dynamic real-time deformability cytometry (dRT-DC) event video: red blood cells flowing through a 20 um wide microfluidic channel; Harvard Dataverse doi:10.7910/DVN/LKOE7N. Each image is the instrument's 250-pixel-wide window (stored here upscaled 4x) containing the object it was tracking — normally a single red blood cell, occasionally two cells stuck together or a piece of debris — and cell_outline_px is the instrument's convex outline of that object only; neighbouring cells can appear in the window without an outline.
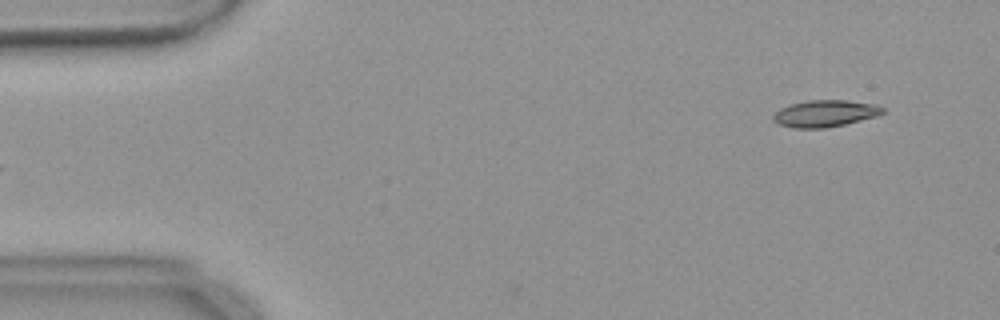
{"species": "common noctule bat (a hibernating species)", "species_latin": "Nyctalus noctula", "temperature_condition": "warm", "stored_images_in_passage": 4, "camera_frame_rate_fps": 3000, "um_per_image_px": 0.085, "animal": {"sex": "female", "body_mass_g": 18.4}, "frame": {"image": 1, "passage_image": 2, "time_ms": 0.333, "image_size_px": [1000, 320], "cell_outline_px": [[884, 112], [876, 116], [844, 124], [824, 128], [792, 128], [780, 124], [772, 120], [772, 116], [780, 108], [792, 104], [808, 100], [844, 100], [868, 104], [884, 108]], "centroid_in_image_um": [70.06, 9.65], "position_along_channel_um": 14.9, "area_um2": 16.7}}